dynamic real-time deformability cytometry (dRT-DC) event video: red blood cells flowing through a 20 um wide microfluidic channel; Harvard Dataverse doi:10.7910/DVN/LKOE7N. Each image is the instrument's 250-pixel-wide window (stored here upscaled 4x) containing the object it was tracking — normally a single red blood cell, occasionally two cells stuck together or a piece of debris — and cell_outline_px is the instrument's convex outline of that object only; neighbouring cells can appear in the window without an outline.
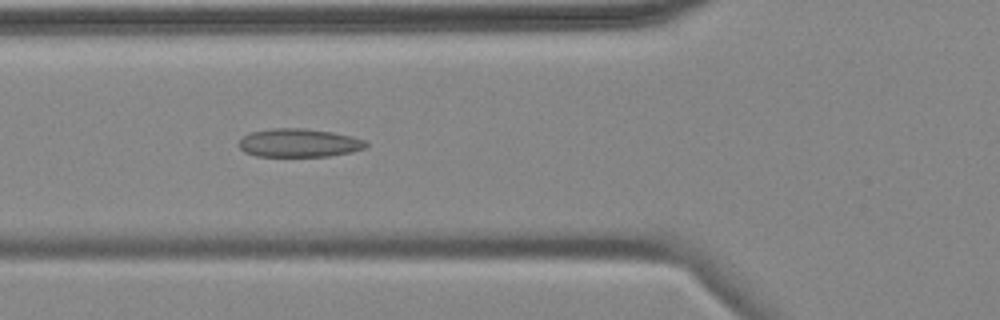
{"species": "common noctule bat (a hibernating species)", "species_latin": "Nyctalus noctula", "temperature_condition": "cold", "stored_images_in_passage": 8, "camera_frame_rate_fps": 3000, "um_per_image_px": 0.085, "animal": {"sex": "female", "body_mass_g": 18.4}, "frame": {"image": 1, "passage_image": 6, "time_ms": 5.667, "image_size_px": [1000, 320], "cell_outline_px": [[368, 148], [352, 152], [328, 156], [256, 156], [244, 152], [240, 148], [240, 140], [244, 136], [252, 132], [272, 128], [300, 128], [332, 132], [352, 136], [364, 140], [368, 144]], "centroid_in_image_um": [25.45, 12.15], "position_along_channel_um": 100.4, "area_um2": 20.98}}
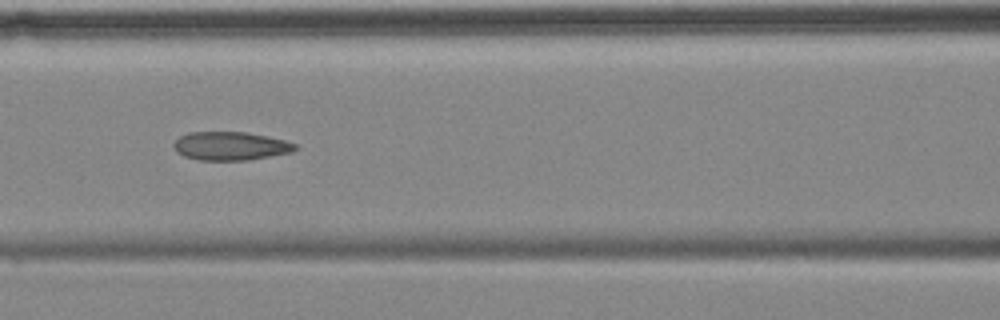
{"frame": {"image": 2, "passage_image": 7, "time_ms": 7.0, "image_size_px": [1000, 320], "cell_outline_px": [[300, 148], [292, 152], [248, 160], [196, 160], [184, 156], [176, 152], [172, 144], [180, 136], [188, 132], [248, 132], [268, 136], [284, 140], [296, 144]], "centroid_in_image_um": [19.59, 12.41], "position_along_channel_um": 147.0, "area_um2": 20.35}}
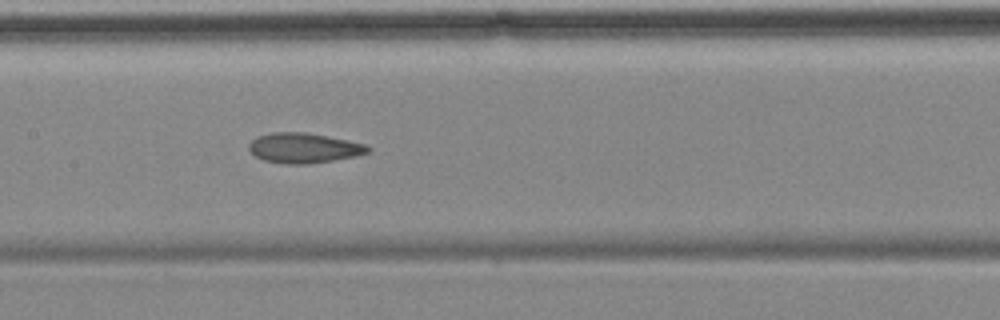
{"frame": {"image": 3, "passage_image": 8, "time_ms": 8.0, "image_size_px": [1000, 320], "cell_outline_px": [[372, 148], [368, 152], [356, 156], [308, 164], [284, 164], [264, 160], [256, 156], [248, 148], [248, 144], [256, 136], [272, 132], [304, 132], [348, 140], [368, 144]], "centroid_in_image_um": [25.83, 12.57], "position_along_channel_um": 181.6, "area_um2": 20.87}}